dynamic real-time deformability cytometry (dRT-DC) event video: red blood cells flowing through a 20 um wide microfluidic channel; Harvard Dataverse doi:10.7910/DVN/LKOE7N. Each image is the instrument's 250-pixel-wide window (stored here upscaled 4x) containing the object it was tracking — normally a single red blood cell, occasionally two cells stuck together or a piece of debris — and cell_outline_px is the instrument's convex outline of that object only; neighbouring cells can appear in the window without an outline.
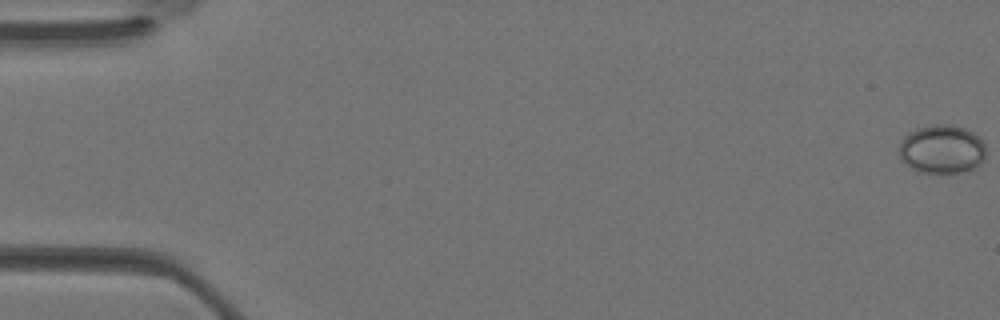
{"species": "Egyptian fruit bat (a non-hibernating species)", "species_latin": "Rousettus aegyptiacus", "temperature_condition": "warm", "stored_images_in_passage": 23, "camera_frame_rate_fps": 3000, "um_per_image_px": 0.085, "animal": {"sex": "female"}, "frame": {"image": 1, "passage_image": 1, "time_ms": 0.0, "image_size_px": [1000, 320], "cell_outline_px": [[984, 160], [976, 168], [960, 172], [916, 172], [904, 164], [900, 160], [900, 144], [904, 136], [908, 132], [916, 128], [932, 124], [952, 124], [964, 128], [980, 136], [984, 140]], "centroid_in_image_um": [80.05, 12.67], "position_along_channel_um": 4.9, "area_um2": 24.97}}
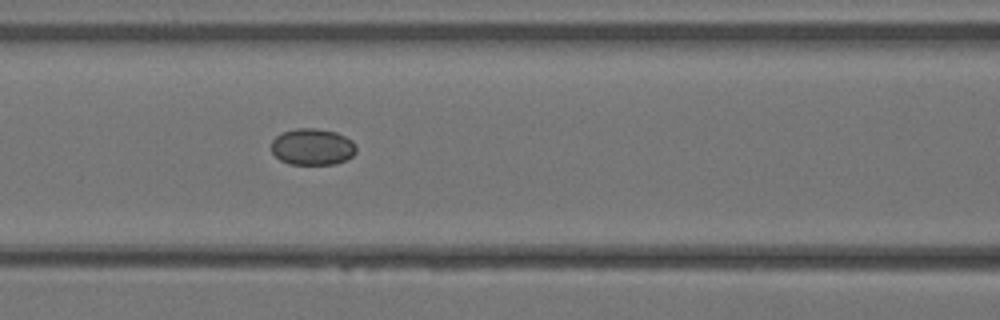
{"frame": {"image": 2, "passage_image": 16, "time_ms": 5.0, "image_size_px": [1000, 320], "cell_outline_px": [[356, 152], [352, 156], [336, 164], [288, 164], [280, 160], [272, 152], [272, 140], [276, 136], [284, 132], [296, 128], [316, 128], [336, 132], [352, 140], [356, 144]], "centroid_in_image_um": [26.56, 12.48], "position_along_channel_um": 140.0, "area_um2": 18.09}}
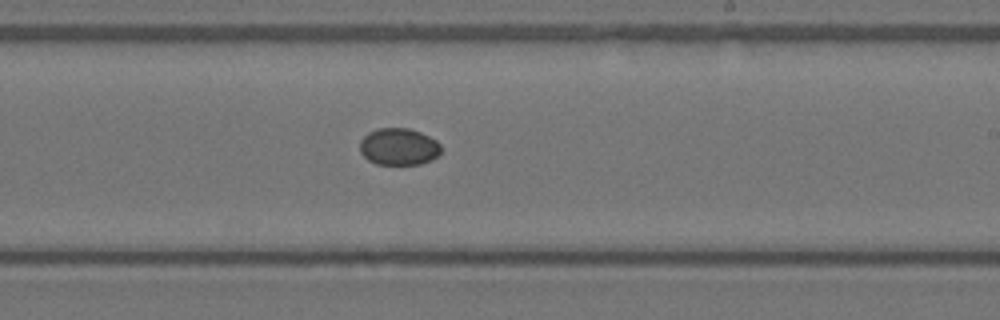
{"frame": {"image": 3, "passage_image": 22, "time_ms": 7.0, "image_size_px": [1000, 320], "cell_outline_px": [[440, 152], [432, 160], [420, 164], [376, 164], [368, 160], [360, 152], [360, 140], [368, 132], [376, 128], [408, 128], [420, 132], [436, 140], [440, 144]], "centroid_in_image_um": [33.87, 12.46], "position_along_channel_um": 255.1, "area_um2": 17.51}}